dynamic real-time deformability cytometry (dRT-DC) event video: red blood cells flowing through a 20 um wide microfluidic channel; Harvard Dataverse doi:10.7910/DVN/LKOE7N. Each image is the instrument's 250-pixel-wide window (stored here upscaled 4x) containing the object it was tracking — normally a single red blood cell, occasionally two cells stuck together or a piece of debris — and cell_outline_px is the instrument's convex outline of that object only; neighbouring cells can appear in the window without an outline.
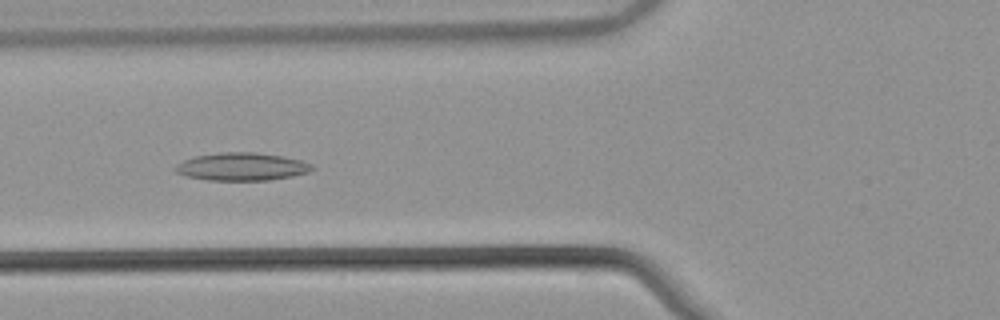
{"species": "common noctule bat (a hibernating species)", "species_latin": "Nyctalus noctula", "temperature_condition": "warm", "stored_images_in_passage": 35, "camera_frame_rate_fps": 3000, "um_per_image_px": 0.085, "animal": {"sex": "male", "body_mass_g": 21.5, "forearm_length_mm": 52.0}, "frame": {"image": 1, "passage_image": 13, "time_ms": 4.0, "image_size_px": [1000, 320], "cell_outline_px": [[316, 168], [308, 172], [292, 176], [268, 180], [208, 180], [188, 176], [176, 172], [172, 168], [176, 164], [184, 160], [196, 156], [224, 152], [256, 152], [280, 156], [300, 160], [312, 164]], "centroid_in_image_um": [20.55, 14.16], "position_along_channel_um": 105.2, "area_um2": 22.02}}
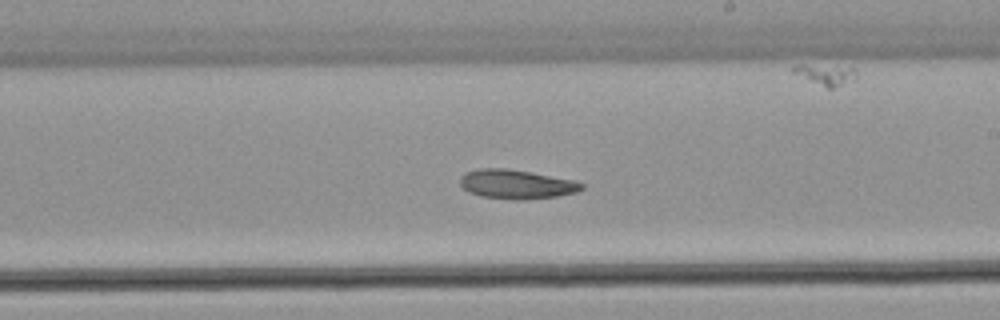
{"frame": {"image": 2, "passage_image": 24, "time_ms": 7.667, "image_size_px": [1000, 320], "cell_outline_px": [[584, 188], [576, 192], [556, 196], [524, 200], [512, 200], [480, 196], [468, 192], [460, 184], [460, 176], [464, 172], [480, 168], [508, 168], [572, 180], [584, 184]], "centroid_in_image_um": [43.84, 15.66], "position_along_channel_um": 245.2, "area_um2": 20.69}}
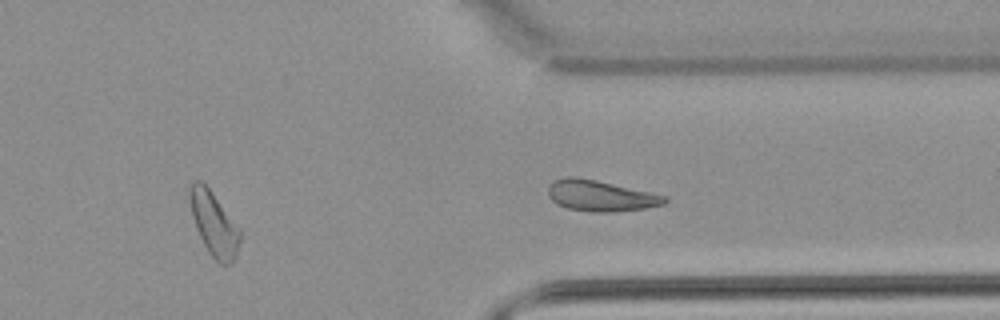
{"frame": {"image": 3, "passage_image": 33, "time_ms": 10.667, "image_size_px": [1000, 320], "cell_outline_px": [[240, 240], [236, 260], [232, 264], [220, 264], [208, 252], [196, 228], [192, 216], [188, 188], [192, 180], [200, 180], [212, 192], [240, 228]], "centroid_in_image_um": [18.19, 19.04], "position_along_channel_um": 393.2, "area_um2": 18.79}}